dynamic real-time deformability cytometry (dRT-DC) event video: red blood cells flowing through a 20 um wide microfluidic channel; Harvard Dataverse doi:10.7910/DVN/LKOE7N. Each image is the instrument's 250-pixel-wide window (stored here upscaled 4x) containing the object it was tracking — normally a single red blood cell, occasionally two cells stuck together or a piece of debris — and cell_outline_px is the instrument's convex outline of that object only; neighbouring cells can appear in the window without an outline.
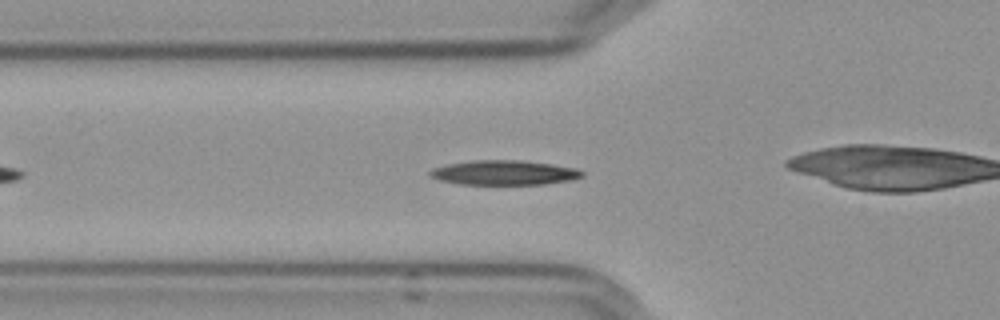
{"species": "Egyptian fruit bat (a non-hibernating species)", "species_latin": "Rousettus aegyptiacus", "temperature_condition": "cold", "stored_images_in_passage": 39, "camera_frame_rate_fps": 3000, "um_per_image_px": 0.085, "frame": {"image": 1, "passage_image": 2, "time_ms": 0.333, "image_size_px": [1000, 320], "cell_outline_px": [[584, 176], [572, 180], [544, 184], [460, 184], [440, 180], [432, 176], [428, 172], [432, 168], [448, 164], [472, 160], [520, 160], [552, 164], [576, 168], [584, 172]], "centroid_in_image_um": [42.88, 14.67], "position_along_channel_um": 82.9, "area_um2": 21.79}}
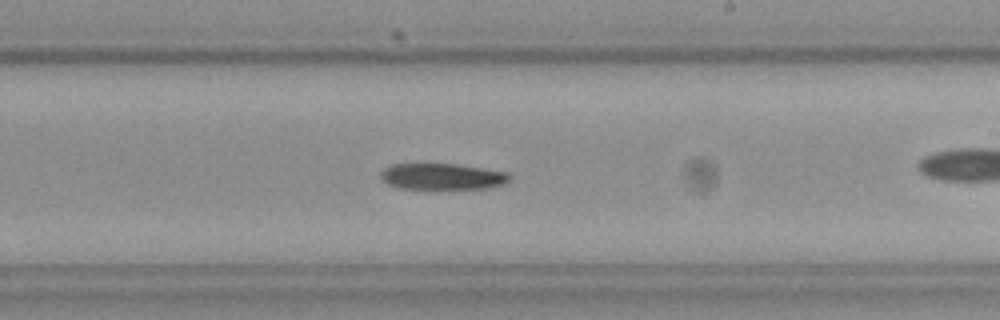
{"frame": {"image": 2, "passage_image": 16, "time_ms": 5.0, "image_size_px": [1000, 320], "cell_outline_px": [[508, 180], [504, 184], [488, 188], [436, 192], [400, 188], [388, 184], [380, 176], [380, 172], [384, 168], [392, 164], [456, 164], [508, 172]], "centroid_in_image_um": [37.57, 15.06], "position_along_channel_um": 251.4, "area_um2": 20.63}}
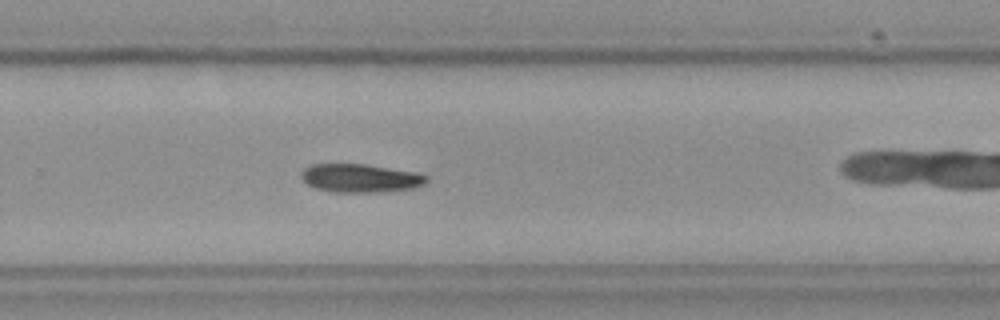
{"frame": {"image": 3, "passage_image": 20, "time_ms": 6.333, "image_size_px": [1000, 320], "cell_outline_px": [[428, 180], [424, 184], [412, 188], [388, 192], [332, 192], [316, 188], [308, 184], [300, 176], [300, 172], [304, 168], [312, 164], [364, 164], [416, 172], [428, 176]], "centroid_in_image_um": [30.63, 15.14], "position_along_channel_um": 299.2, "area_um2": 20.81}, "authors_computed_cell_mechanics": {"area_um2": 20.6346, "velocity_mm_per_s": 3.5985, "shape_relaxation_time_tau1_ms": 2.1005, "shape_relaxation_time_tau2_ms": null, "deformation_change_tau1": 0.0874, "deformation_change_tau2": null}}